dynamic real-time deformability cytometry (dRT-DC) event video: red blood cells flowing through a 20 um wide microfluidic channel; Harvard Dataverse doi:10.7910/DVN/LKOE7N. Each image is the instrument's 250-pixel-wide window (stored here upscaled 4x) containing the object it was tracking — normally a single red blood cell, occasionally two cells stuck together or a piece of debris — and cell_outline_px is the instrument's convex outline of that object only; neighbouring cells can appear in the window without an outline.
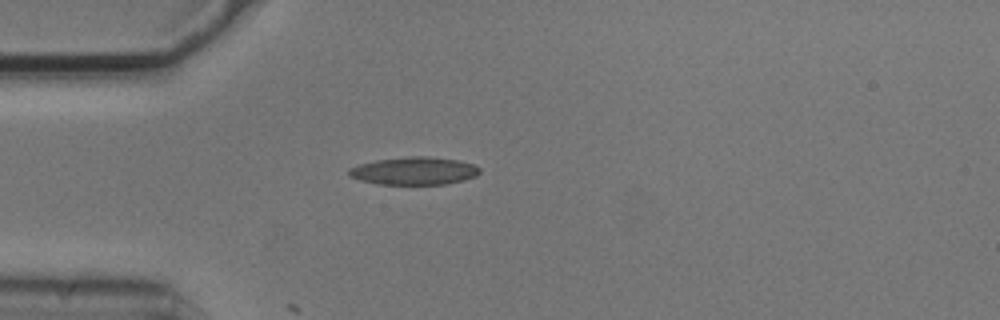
{"species": "common noctule bat (a hibernating species)", "species_latin": "Nyctalus noctula", "temperature_condition": "cold", "stored_images_in_passage": 4, "camera_frame_rate_fps": 3000, "um_per_image_px": 0.085, "animal": {"sex": "male", "body_mass_g": 20.5, "forearm_length_mm": 52.5}, "frame": {"image": 1, "passage_image": 4, "time_ms": 1.0, "image_size_px": [1000, 320], "cell_outline_px": [[480, 172], [476, 176], [464, 180], [444, 184], [376, 184], [360, 180], [348, 176], [348, 168], [360, 164], [376, 160], [412, 156], [428, 156], [460, 160], [472, 164], [480, 168]], "centroid_in_image_um": [35.19, 14.52], "position_along_channel_um": 49.8, "area_um2": 21.21}}